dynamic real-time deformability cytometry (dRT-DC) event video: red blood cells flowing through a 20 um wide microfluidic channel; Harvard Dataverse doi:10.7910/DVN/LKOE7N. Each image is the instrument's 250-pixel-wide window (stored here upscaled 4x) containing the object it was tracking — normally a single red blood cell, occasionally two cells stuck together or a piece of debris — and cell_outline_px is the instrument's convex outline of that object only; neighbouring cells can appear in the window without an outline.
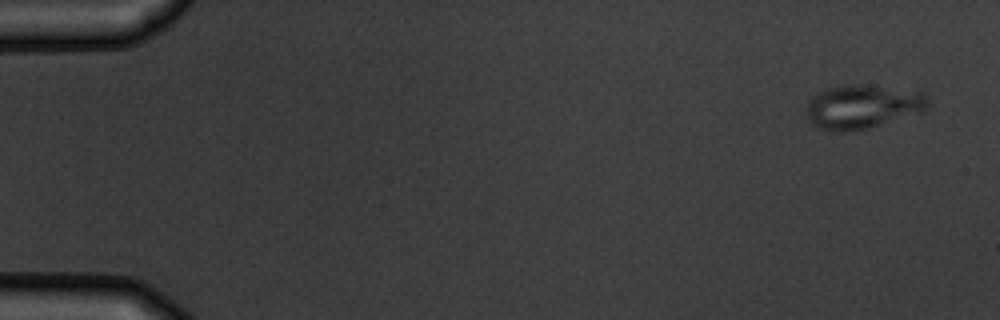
{"species": "common noctule bat (a hibernating species)", "species_latin": "Nyctalus noctula", "temperature_condition": "warm", "stored_images_in_passage": 5, "camera_frame_rate_fps": 3000, "um_per_image_px": 0.085, "animal": {"sex": "male", "body_mass_g": 19.5, "forearm_length_mm": 54.6}, "frame": {"image": 1, "passage_image": 1, "time_ms": 0.0, "image_size_px": [1000, 320], "cell_outline_px": [[928, 108], [868, 128], [848, 132], [836, 132], [816, 128], [808, 120], [804, 112], [804, 108], [808, 100], [812, 96], [828, 88], [848, 84], [860, 84], [924, 92], [928, 96]], "centroid_in_image_um": [73.21, 9.07], "position_along_channel_um": 11.8, "area_um2": 31.1}}